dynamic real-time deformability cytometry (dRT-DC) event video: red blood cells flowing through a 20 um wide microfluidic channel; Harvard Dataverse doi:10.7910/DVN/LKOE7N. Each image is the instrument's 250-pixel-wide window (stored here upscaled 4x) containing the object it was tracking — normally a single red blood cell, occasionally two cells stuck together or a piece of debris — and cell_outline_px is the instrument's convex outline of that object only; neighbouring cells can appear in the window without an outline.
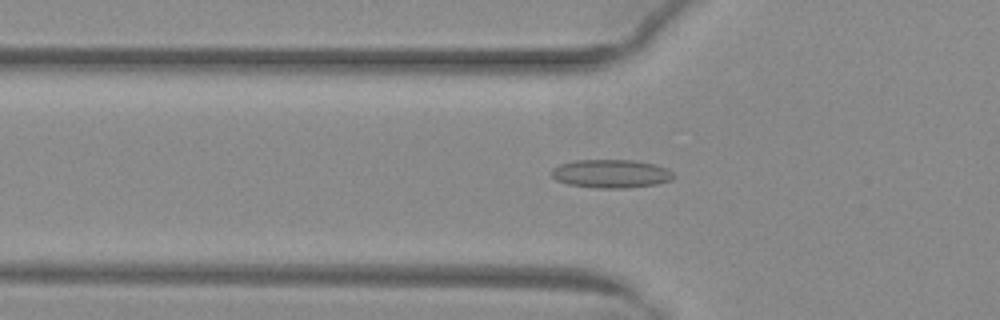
{"species": "common noctule bat (a hibernating species)", "species_latin": "Nyctalus noctula", "temperature_condition": "warm", "stored_images_in_passage": 47, "camera_frame_rate_fps": 3000, "um_per_image_px": 0.085, "animal": {"sex": "female", "body_mass_g": 29.2, "forearm_length_mm": 56.3}, "frame": {"image": 1, "passage_image": 18, "time_ms": 5.667, "image_size_px": [1000, 320], "cell_outline_px": [[676, 176], [672, 180], [656, 184], [628, 188], [596, 188], [568, 184], [556, 180], [552, 176], [552, 168], [560, 164], [576, 160], [632, 160], [652, 164], [668, 168]], "centroid_in_image_um": [51.95, 14.77], "position_along_channel_um": 73.8, "area_um2": 20.23}}
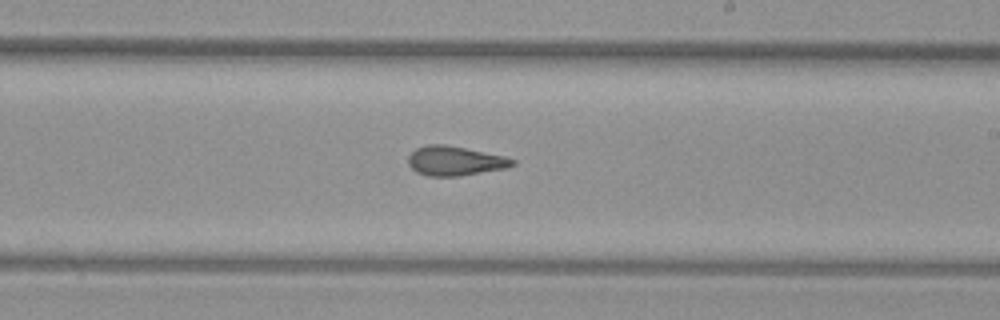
{"frame": {"image": 2, "passage_image": 31, "time_ms": 10.0, "image_size_px": [1000, 320], "cell_outline_px": [[516, 164], [508, 168], [460, 176], [428, 176], [416, 172], [408, 164], [408, 156], [416, 148], [428, 144], [444, 144], [504, 156], [516, 160]], "centroid_in_image_um": [38.68, 13.68], "position_along_channel_um": 250.3, "area_um2": 17.92}}
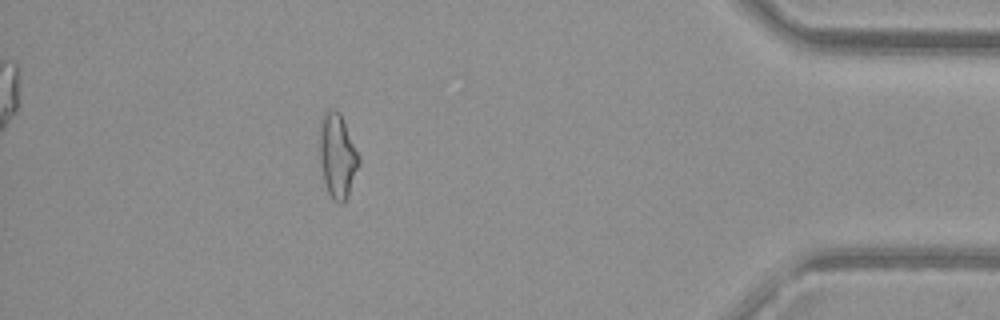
{"frame": {"image": 3, "passage_image": 46, "time_ms": 15.0, "image_size_px": [1000, 320], "cell_outline_px": [[360, 164], [348, 196], [344, 204], [340, 204], [332, 200], [328, 192], [324, 180], [320, 160], [320, 120], [324, 112], [328, 108], [336, 108], [340, 112], [360, 156]], "centroid_in_image_um": [28.69, 13.23], "position_along_channel_um": 406.5, "area_um2": 19.59}}